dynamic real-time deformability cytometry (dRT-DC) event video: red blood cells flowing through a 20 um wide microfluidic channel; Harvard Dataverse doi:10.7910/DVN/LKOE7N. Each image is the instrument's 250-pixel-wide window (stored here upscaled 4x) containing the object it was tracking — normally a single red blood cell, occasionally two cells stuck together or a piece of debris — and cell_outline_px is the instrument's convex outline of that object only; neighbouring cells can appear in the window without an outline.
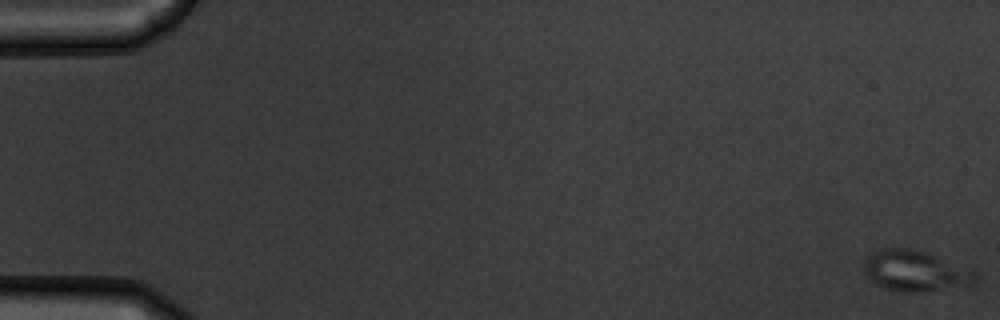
{"species": "common noctule bat (a hibernating species)", "species_latin": "Nyctalus noctula", "temperature_condition": "warm", "stored_images_in_passage": 56, "camera_frame_rate_fps": 3000, "um_per_image_px": 0.085, "animal": {"sex": "male", "body_mass_g": 19.5, "forearm_length_mm": 54.6}, "frame": {"image": 1, "passage_image": 1, "time_ms": 0.0, "image_size_px": [1000, 320], "cell_outline_px": [[980, 284], [972, 288], [924, 292], [900, 292], [884, 288], [876, 284], [864, 272], [864, 260], [868, 252], [884, 248], [912, 248], [924, 252], [976, 272], [980, 276]], "centroid_in_image_um": [77.89, 23.08], "position_along_channel_um": 7.1, "area_um2": 27.4}}
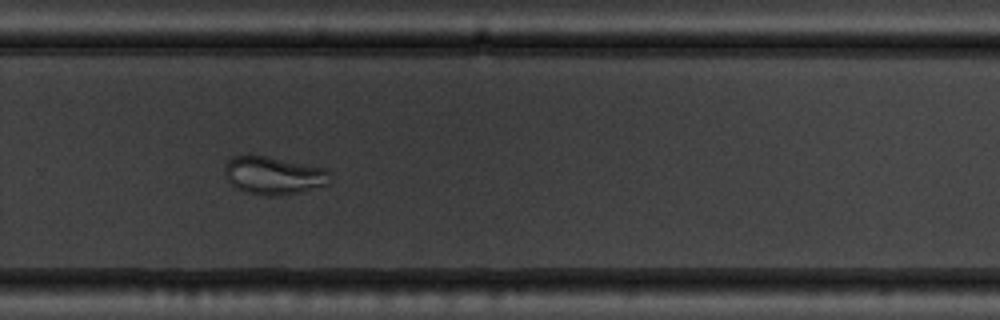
{"frame": {"image": 2, "passage_image": 39, "time_ms": 12.667, "image_size_px": [1000, 320], "cell_outline_px": [[332, 180], [328, 184], [304, 192], [276, 196], [268, 196], [244, 192], [236, 188], [228, 180], [224, 172], [224, 164], [232, 156], [248, 152], [268, 156], [324, 168], [328, 172]], "centroid_in_image_um": [23.21, 14.89], "position_along_channel_um": 306.6, "area_um2": 23.93}}
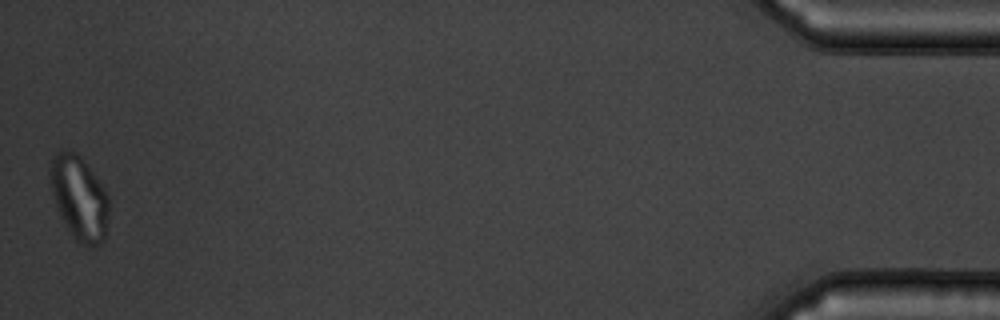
{"frame": {"image": 3, "passage_image": 56, "time_ms": 18.333, "image_size_px": [1000, 320], "cell_outline_px": [[108, 212], [104, 240], [100, 244], [84, 244], [76, 240], [60, 216], [52, 192], [48, 168], [56, 152], [60, 148], [76, 152], [80, 156], [104, 188], [108, 196]], "centroid_in_image_um": [6.71, 16.76], "position_along_channel_um": 428.5, "area_um2": 28.32}, "authors_computed_cell_mechanics": {"area_um2": 26.2701, "velocity_mm_per_s": 3.6724, "shape_relaxation_time_tau1_ms": 5.2123, "shape_relaxation_time_tau2_ms": 1.3983, "deformation_change_tau1": 0.1248, "deformation_change_tau2": 0.0528}}